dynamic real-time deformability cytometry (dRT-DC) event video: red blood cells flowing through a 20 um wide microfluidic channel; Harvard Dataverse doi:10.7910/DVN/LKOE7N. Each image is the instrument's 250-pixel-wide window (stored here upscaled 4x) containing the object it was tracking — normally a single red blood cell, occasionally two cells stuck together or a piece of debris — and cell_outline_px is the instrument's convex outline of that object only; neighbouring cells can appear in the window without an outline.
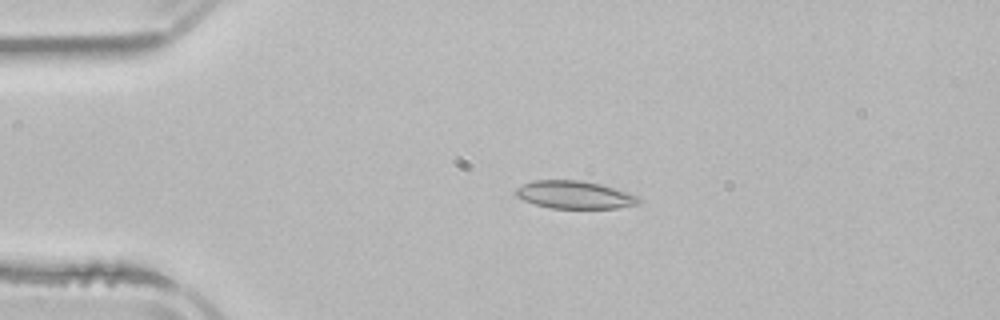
{"species": "common noctule bat (a hibernating species)", "species_latin": "Nyctalus noctula", "temperature_condition": "room temperature", "stored_images_in_passage": 4, "camera_frame_rate_fps": 3000, "um_per_image_px": 0.085, "animal": {"sex": "male", "body_mass_g": 21.5, "forearm_length_mm": 52.0}, "frame": {"image": 1, "passage_image": 3, "time_ms": 2.667, "image_size_px": [1000, 320], "cell_outline_px": [[644, 200], [640, 204], [616, 208], [548, 208], [524, 200], [516, 196], [512, 192], [516, 188], [532, 180], [580, 180], [600, 184], [640, 196]], "centroid_in_image_um": [48.86, 16.56], "position_along_channel_um": 36.1, "area_um2": 20.06}}